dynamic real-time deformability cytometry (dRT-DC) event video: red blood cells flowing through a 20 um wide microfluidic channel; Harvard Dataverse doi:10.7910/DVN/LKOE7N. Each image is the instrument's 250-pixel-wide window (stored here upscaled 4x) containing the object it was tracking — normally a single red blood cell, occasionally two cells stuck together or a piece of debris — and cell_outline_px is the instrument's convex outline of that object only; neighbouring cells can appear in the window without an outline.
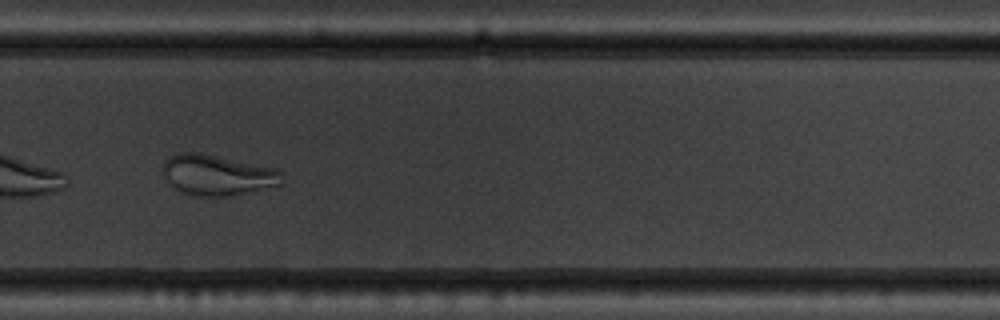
{"species": "common noctule bat (a hibernating species)", "species_latin": "Nyctalus noctula", "temperature_condition": "warm", "stored_images_in_passage": 53, "camera_frame_rate_fps": 3000, "um_per_image_px": 0.085, "animal": {"sex": "male", "body_mass_g": 19.5, "forearm_length_mm": 54.6}, "frame": {"image": 1, "passage_image": 38, "time_ms": 12.333, "image_size_px": [1000, 320], "cell_outline_px": [[280, 184], [232, 196], [196, 196], [184, 192], [168, 184], [164, 176], [164, 164], [168, 156], [176, 152], [200, 152], [272, 168], [280, 172]], "centroid_in_image_um": [18.39, 14.87], "position_along_channel_um": 311.4, "area_um2": 27.69}}